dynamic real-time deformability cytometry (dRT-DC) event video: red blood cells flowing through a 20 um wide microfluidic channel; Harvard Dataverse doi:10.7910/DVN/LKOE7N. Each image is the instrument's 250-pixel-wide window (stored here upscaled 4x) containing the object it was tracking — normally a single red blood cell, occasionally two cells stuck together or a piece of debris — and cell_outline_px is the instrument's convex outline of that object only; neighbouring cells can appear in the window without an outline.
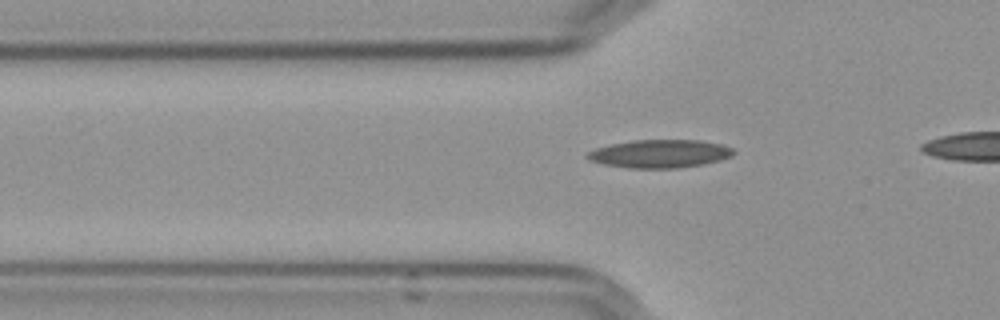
{"species": "Egyptian fruit bat (a non-hibernating species)", "species_latin": "Rousettus aegyptiacus", "temperature_condition": "cold", "stored_images_in_passage": 21, "camera_frame_rate_fps": 3000, "um_per_image_px": 0.085, "frame": {"image": 1, "passage_image": 4, "time_ms": 1.0, "image_size_px": [1000, 320], "cell_outline_px": [[736, 152], [732, 156], [720, 160], [704, 164], [680, 168], [628, 168], [604, 164], [592, 160], [584, 156], [588, 152], [596, 148], [612, 144], [632, 140], [700, 140], [720, 144], [732, 148]], "centroid_in_image_um": [56.11, 13.07], "position_along_channel_um": 69.7, "area_um2": 23.93}}
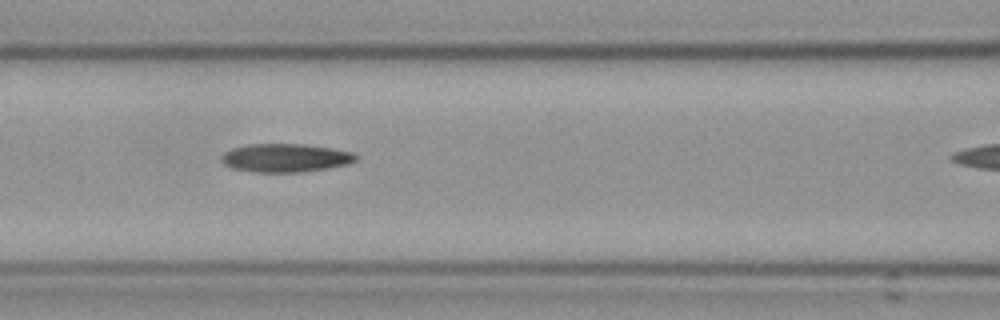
{"frame": {"image": 2, "passage_image": 10, "time_ms": 3.0, "image_size_px": [1000, 320], "cell_outline_px": [[356, 160], [348, 164], [328, 168], [300, 172], [252, 172], [232, 168], [224, 164], [220, 160], [224, 152], [232, 148], [248, 144], [304, 144], [332, 148], [352, 152], [356, 156]], "centroid_in_image_um": [24.23, 13.42], "position_along_channel_um": 142.4, "area_um2": 22.25}}